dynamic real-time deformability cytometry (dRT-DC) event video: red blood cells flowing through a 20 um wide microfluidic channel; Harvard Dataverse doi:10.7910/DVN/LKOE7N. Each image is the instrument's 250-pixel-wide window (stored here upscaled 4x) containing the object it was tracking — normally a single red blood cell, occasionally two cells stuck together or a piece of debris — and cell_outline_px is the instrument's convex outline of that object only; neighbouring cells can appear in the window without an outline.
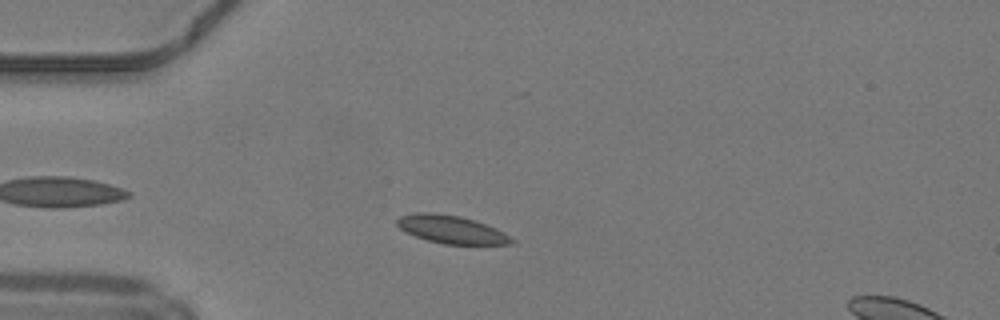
{"species": "common noctule bat (a hibernating species)", "species_latin": "Nyctalus noctula", "temperature_condition": "warm", "stored_images_in_passage": 37, "camera_frame_rate_fps": 3000, "um_per_image_px": 0.085, "animal": {"sex": "male", "body_mass_g": 19.2, "forearm_length_mm": 51.8}, "frame": {"image": 1, "passage_image": 1, "time_ms": 0.0, "image_size_px": [1000, 320], "cell_outline_px": [[516, 240], [512, 244], [444, 244], [428, 240], [416, 236], [400, 228], [396, 224], [396, 220], [400, 216], [416, 212], [432, 212], [460, 216], [496, 228], [504, 232]], "centroid_in_image_um": [38.38, 19.5], "position_along_channel_um": 46.6, "area_um2": 18.5}}
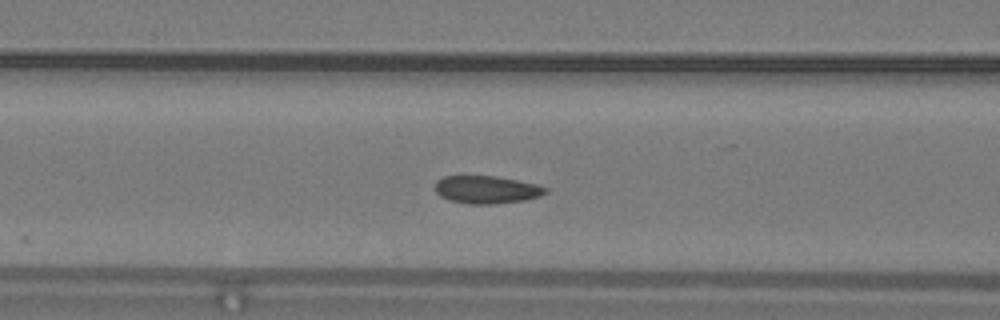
{"frame": {"image": 2, "passage_image": 8, "time_ms": 2.333, "image_size_px": [1000, 320], "cell_outline_px": [[548, 192], [540, 196], [524, 200], [492, 204], [468, 204], [452, 200], [440, 196], [436, 192], [436, 180], [444, 176], [496, 176], [536, 184], [548, 188]], "centroid_in_image_um": [41.37, 16.11], "position_along_channel_um": 125.2, "area_um2": 17.74}}
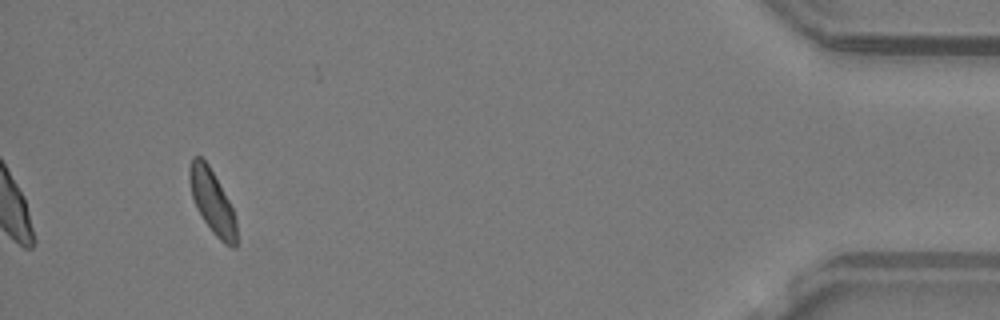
{"frame": {"image": 3, "passage_image": 34, "time_ms": 11.0, "image_size_px": [1000, 320], "cell_outline_px": [[236, 248], [232, 248], [224, 244], [212, 232], [196, 208], [192, 196], [188, 180], [188, 168], [192, 156], [200, 156], [208, 164], [228, 200], [232, 208], [236, 220]], "centroid_in_image_um": [18.01, 17.14], "position_along_channel_um": 417.2, "area_um2": 17.4}}